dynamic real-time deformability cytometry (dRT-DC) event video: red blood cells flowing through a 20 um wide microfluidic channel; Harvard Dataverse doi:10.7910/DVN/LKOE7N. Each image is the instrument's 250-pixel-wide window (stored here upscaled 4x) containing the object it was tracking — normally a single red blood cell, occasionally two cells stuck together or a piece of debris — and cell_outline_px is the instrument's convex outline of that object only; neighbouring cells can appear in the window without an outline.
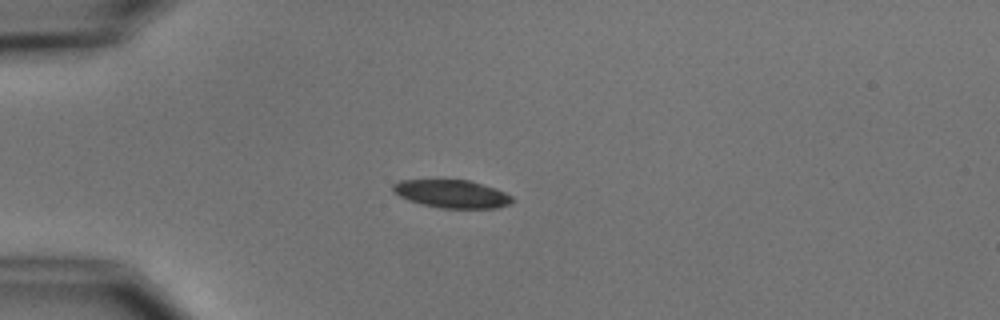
{"species": "common noctule bat (a hibernating species)", "species_latin": "Nyctalus noctula", "temperature_condition": "cold", "stored_images_in_passage": 7, "camera_frame_rate_fps": 3000, "um_per_image_px": 0.085, "animal": {"sex": "male", "body_mass_g": 15.6}, "frame": {"image": 1, "passage_image": 3, "time_ms": 3.333, "image_size_px": [1000, 320], "cell_outline_px": [[516, 200], [512, 204], [496, 208], [440, 208], [408, 200], [400, 196], [392, 188], [392, 184], [400, 180], [468, 180], [496, 188], [512, 196]], "centroid_in_image_um": [38.47, 16.48], "position_along_channel_um": 46.5, "area_um2": 19.42}}
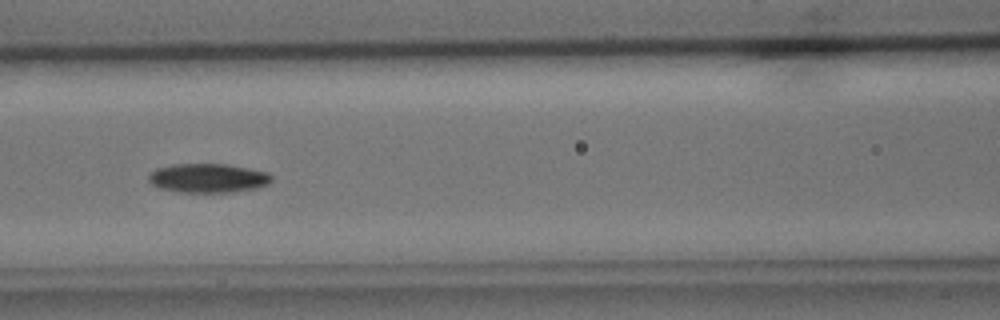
{"frame": {"image": 2, "passage_image": 6, "time_ms": 6.667, "image_size_px": [1000, 320], "cell_outline_px": [[272, 180], [268, 184], [256, 188], [232, 192], [180, 192], [160, 188], [152, 184], [148, 180], [148, 176], [156, 168], [172, 164], [224, 164], [248, 168], [268, 172], [272, 176]], "centroid_in_image_um": [17.68, 15.13], "position_along_channel_um": 148.9, "area_um2": 20.81}}
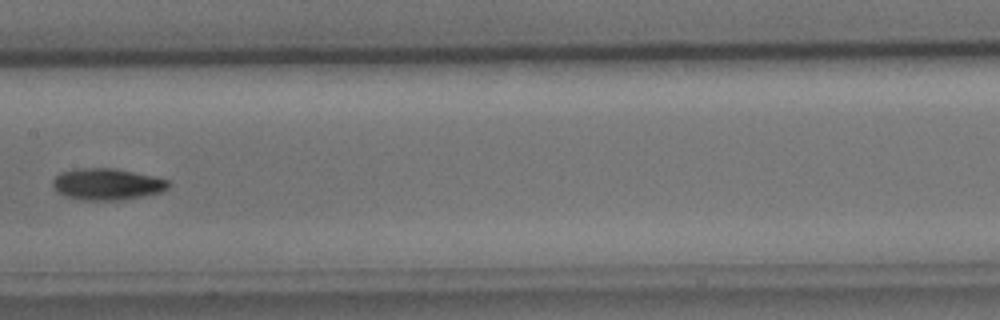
{"frame": {"image": 3, "passage_image": 7, "time_ms": 8.0, "image_size_px": [1000, 320], "cell_outline_px": [[168, 188], [160, 192], [124, 200], [84, 200], [64, 196], [56, 192], [52, 188], [52, 180], [60, 172], [76, 168], [112, 168], [156, 176], [168, 180]], "centroid_in_image_um": [9.05, 15.65], "position_along_channel_um": 198.3, "area_um2": 21.44}}